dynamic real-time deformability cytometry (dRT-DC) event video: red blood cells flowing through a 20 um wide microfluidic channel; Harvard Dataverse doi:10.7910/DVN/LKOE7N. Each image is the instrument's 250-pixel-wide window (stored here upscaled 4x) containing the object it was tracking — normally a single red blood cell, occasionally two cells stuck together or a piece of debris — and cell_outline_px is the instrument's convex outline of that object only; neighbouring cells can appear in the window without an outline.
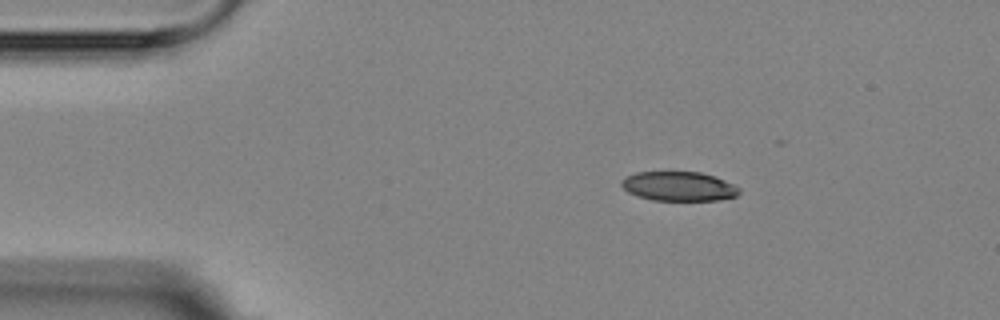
{"species": "Egyptian fruit bat (a non-hibernating species)", "species_latin": "Rousettus aegyptiacus", "temperature_condition": "room temperature", "stored_images_in_passage": 3, "camera_frame_rate_fps": 3000, "um_per_image_px": 0.085, "animal": {"sex": "female"}, "frame": {"image": 1, "passage_image": 1, "time_ms": 0.0, "image_size_px": [1000, 320], "cell_outline_px": [[740, 192], [736, 196], [720, 200], [652, 200], [636, 196], [628, 192], [620, 184], [620, 180], [636, 172], [700, 172], [724, 180], [740, 188]], "centroid_in_image_um": [57.67, 15.84], "position_along_channel_um": 27.3, "area_um2": 20.06}}
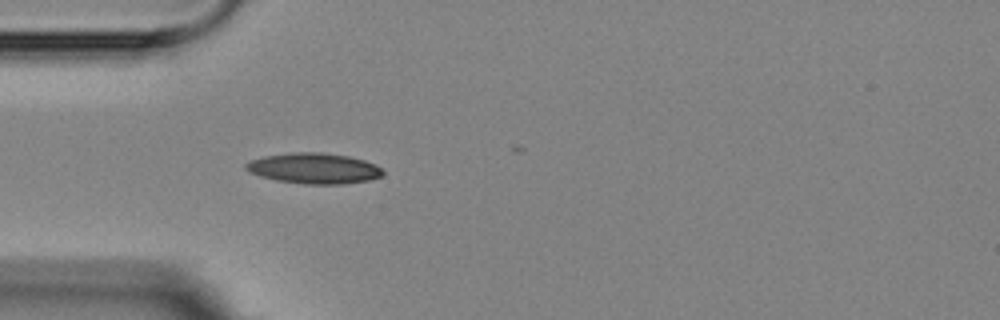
{"frame": {"image": 2, "passage_image": 3, "time_ms": 2.333, "image_size_px": [1000, 320], "cell_outline_px": [[384, 172], [380, 176], [368, 180], [344, 184], [304, 184], [276, 180], [260, 176], [248, 172], [244, 168], [244, 164], [252, 160], [264, 156], [292, 152], [324, 152], [348, 156], [364, 160], [376, 164]], "centroid_in_image_um": [26.66, 14.3], "position_along_channel_um": 58.3, "area_um2": 24.51}}